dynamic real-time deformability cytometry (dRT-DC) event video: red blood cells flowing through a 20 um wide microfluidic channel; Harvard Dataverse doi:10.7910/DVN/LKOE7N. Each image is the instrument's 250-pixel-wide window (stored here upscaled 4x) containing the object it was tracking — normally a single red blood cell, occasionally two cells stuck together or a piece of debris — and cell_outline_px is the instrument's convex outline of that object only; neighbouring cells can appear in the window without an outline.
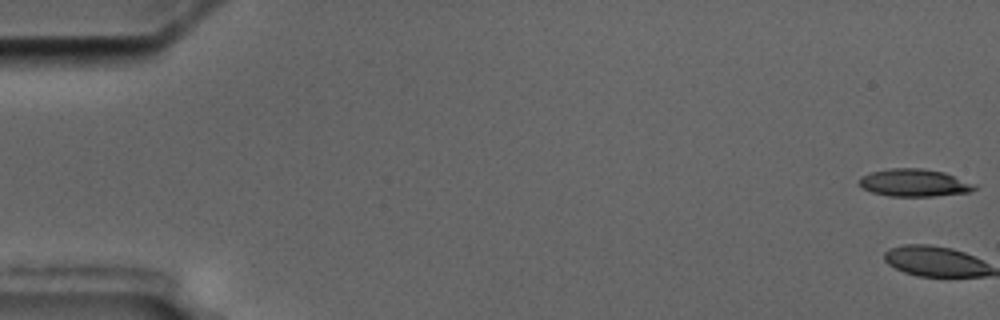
{"species": "common noctule bat (a hibernating species)", "species_latin": "Nyctalus noctula", "temperature_condition": "cold", "stored_images_in_passage": 6, "camera_frame_rate_fps": 3000, "um_per_image_px": 0.085, "animal": {"sex": "male", "body_mass_g": 17.5, "forearm_length_mm": 52.3}, "frame": {"image": 1, "passage_image": 1, "time_ms": 0.0, "image_size_px": [1000, 320], "cell_outline_px": [[980, 188], [972, 192], [932, 196], [888, 196], [872, 192], [864, 188], [860, 184], [860, 176], [868, 172], [892, 168], [920, 168], [944, 172], [976, 184]], "centroid_in_image_um": [77.75, 15.53], "position_along_channel_um": 7.2, "area_um2": 18.61}}
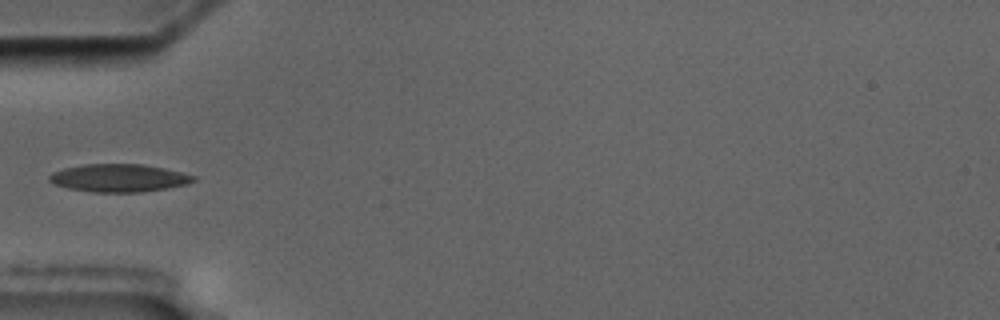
{"frame": {"image": 2, "passage_image": 6, "time_ms": 6.667, "image_size_px": [1000, 320], "cell_outline_px": [[196, 180], [188, 184], [168, 188], [140, 192], [92, 192], [68, 188], [56, 184], [48, 180], [48, 176], [52, 172], [64, 168], [84, 164], [144, 164], [164, 168], [196, 176]], "centroid_in_image_um": [10.12, 15.12], "position_along_channel_um": 74.9, "area_um2": 23.41}}